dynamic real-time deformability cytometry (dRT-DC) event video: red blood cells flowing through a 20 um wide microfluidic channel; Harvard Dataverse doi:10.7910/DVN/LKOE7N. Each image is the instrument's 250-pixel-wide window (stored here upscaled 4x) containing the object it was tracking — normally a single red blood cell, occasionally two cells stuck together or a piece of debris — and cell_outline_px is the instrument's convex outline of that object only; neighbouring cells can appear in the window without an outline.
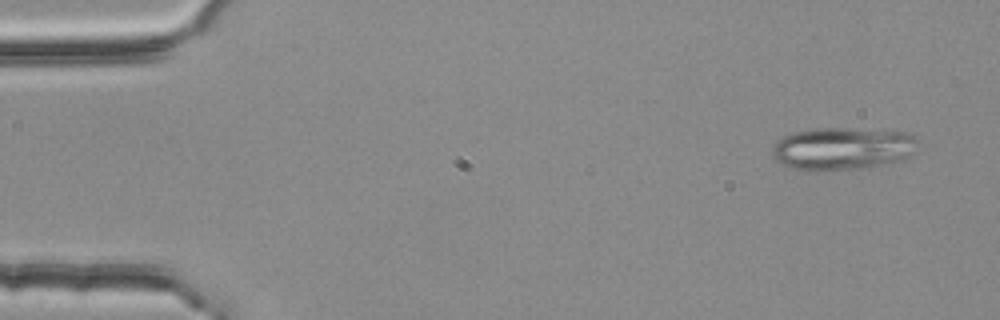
{"species": "common noctule bat (a hibernating species)", "species_latin": "Nyctalus noctula", "temperature_condition": "room temperature", "stored_images_in_passage": 3, "camera_frame_rate_fps": 3000, "um_per_image_px": 0.085, "animal": {"sex": "female", "body_mass_g": 25.1}, "frame": {"image": 1, "passage_image": 1, "time_ms": 0.0, "image_size_px": [1000, 320], "cell_outline_px": [[920, 140], [916, 152], [900, 160], [884, 164], [856, 168], [816, 172], [808, 172], [788, 168], [776, 160], [772, 152], [772, 148], [784, 136], [792, 132], [816, 128], [844, 128], [904, 132]], "centroid_in_image_um": [71.59, 12.64], "position_along_channel_um": 13.4, "area_um2": 36.36}}